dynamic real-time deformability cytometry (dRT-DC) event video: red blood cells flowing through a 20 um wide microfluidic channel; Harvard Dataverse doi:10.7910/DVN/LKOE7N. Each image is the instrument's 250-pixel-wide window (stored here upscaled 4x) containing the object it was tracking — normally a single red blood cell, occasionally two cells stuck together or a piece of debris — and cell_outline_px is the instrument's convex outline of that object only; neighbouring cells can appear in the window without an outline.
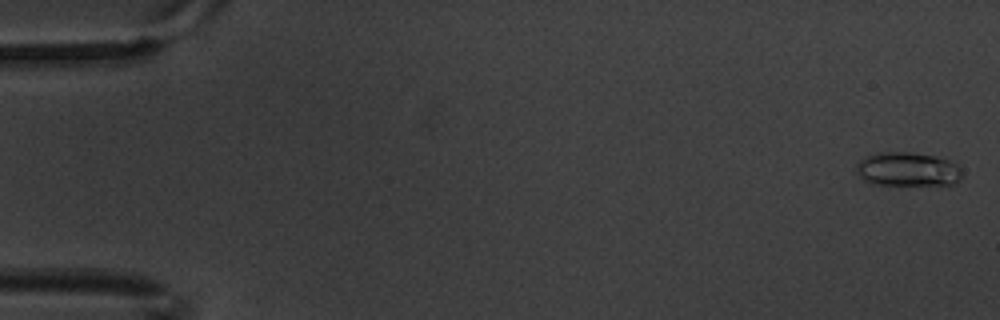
{"species": "common noctule bat (a hibernating species)", "species_latin": "Nyctalus noctula", "temperature_condition": "warm", "stored_images_in_passage": 6, "camera_frame_rate_fps": 3000, "um_per_image_px": 0.085, "animal": {"sex": "male", "body_mass_g": 20.1, "forearm_length_mm": 53.5}, "frame": {"image": 1, "passage_image": 1, "time_ms": 0.0, "image_size_px": [1000, 320], "cell_outline_px": [[960, 180], [956, 184], [872, 184], [864, 180], [856, 172], [856, 164], [860, 160], [868, 156], [880, 152], [908, 152], [936, 156], [948, 160], [956, 164], [960, 168]], "centroid_in_image_um": [77.14, 14.38], "position_along_channel_um": 7.9, "area_um2": 20.69}}